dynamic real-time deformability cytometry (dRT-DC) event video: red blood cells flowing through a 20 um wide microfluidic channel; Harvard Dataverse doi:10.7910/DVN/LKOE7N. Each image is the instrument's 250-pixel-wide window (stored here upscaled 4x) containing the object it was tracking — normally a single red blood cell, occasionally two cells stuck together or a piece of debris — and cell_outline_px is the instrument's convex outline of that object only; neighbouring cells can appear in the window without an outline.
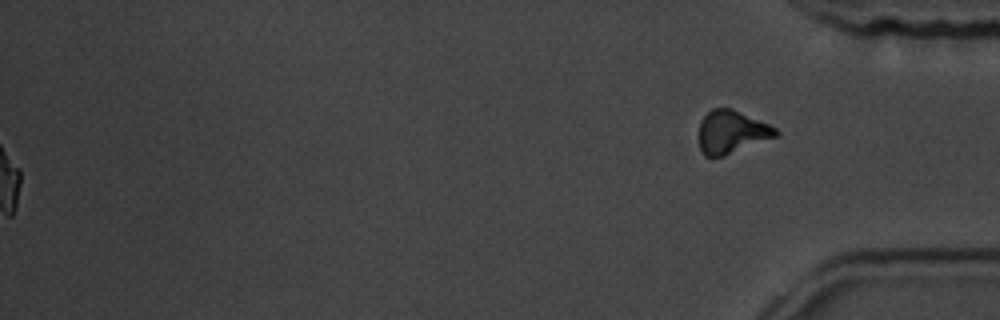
{"species": "common noctule bat (a hibernating species)", "species_latin": "Nyctalus noctula", "temperature_condition": "room temperature", "stored_images_in_passage": 59, "segment_of_instrument_passage": [2, 2], "camera_frame_rate_fps": 3000, "um_per_image_px": 0.085, "animal": {"sex": "male", "body_mass_g": 19.5, "forearm_length_mm": 54.6}, "frame": {"image": 1, "passage_image": 59, "time_ms": 19.333, "image_size_px": [1000, 320], "cell_outline_px": [[780, 132], [776, 136], [724, 156], [712, 160], [704, 156], [700, 148], [700, 120], [712, 108], [732, 108], [768, 124], [776, 128]], "centroid_in_image_um": [62.15, 11.24], "position_along_channel_um": 373.0, "area_um2": 19.25}}